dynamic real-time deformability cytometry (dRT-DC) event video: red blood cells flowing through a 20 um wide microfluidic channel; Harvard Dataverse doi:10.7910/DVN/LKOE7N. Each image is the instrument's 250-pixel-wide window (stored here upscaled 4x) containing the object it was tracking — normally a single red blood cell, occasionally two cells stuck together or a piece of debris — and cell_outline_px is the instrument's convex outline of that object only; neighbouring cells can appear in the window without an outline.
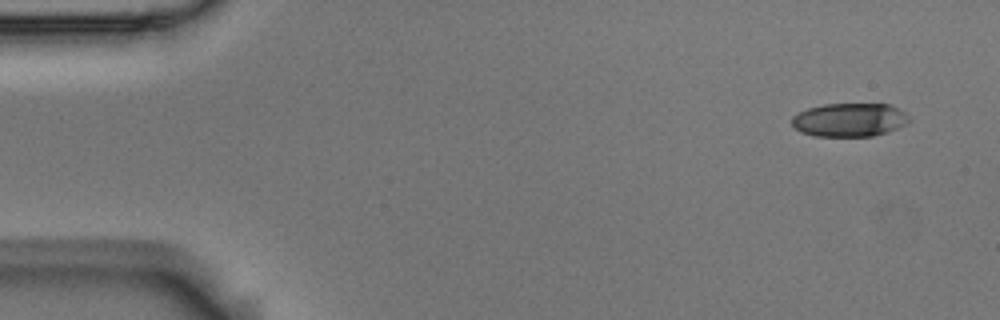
{"species": "Egyptian fruit bat (a non-hibernating species)", "species_latin": "Rousettus aegyptiacus", "temperature_condition": "room temperature", "stored_images_in_passage": 4, "camera_frame_rate_fps": 3000, "um_per_image_px": 0.085, "animal": {"sex": "male"}, "frame": {"image": 1, "passage_image": 1, "time_ms": 0.0, "image_size_px": [1000, 320], "cell_outline_px": [[912, 120], [908, 124], [888, 132], [872, 136], [812, 136], [800, 132], [792, 124], [792, 116], [808, 108], [824, 104], [888, 104], [904, 112]], "centroid_in_image_um": [72.22, 10.2], "position_along_channel_um": 12.8, "area_um2": 23.0}}
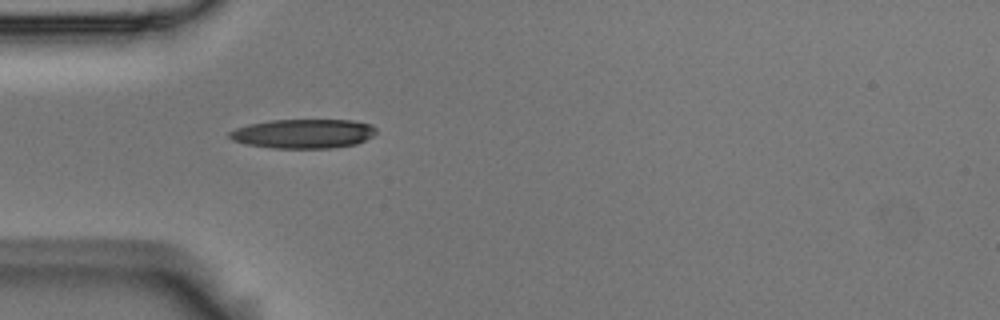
{"frame": {"image": 2, "passage_image": 4, "time_ms": 1.0, "image_size_px": [1000, 320], "cell_outline_px": [[376, 132], [372, 136], [356, 144], [332, 148], [272, 148], [248, 144], [232, 140], [228, 136], [228, 132], [236, 128], [248, 124], [268, 120], [352, 120], [372, 124], [376, 128]], "centroid_in_image_um": [25.78, 11.35], "position_along_channel_um": 59.2, "area_um2": 25.09}}